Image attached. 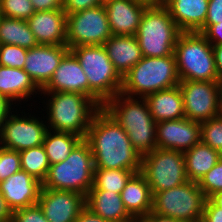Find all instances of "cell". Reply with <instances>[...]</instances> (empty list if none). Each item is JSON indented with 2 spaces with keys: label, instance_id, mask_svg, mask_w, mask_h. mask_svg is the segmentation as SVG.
Wrapping results in <instances>:
<instances>
[{
  "label": "cell",
  "instance_id": "1",
  "mask_svg": "<svg viewBox=\"0 0 222 222\" xmlns=\"http://www.w3.org/2000/svg\"><path fill=\"white\" fill-rule=\"evenodd\" d=\"M85 140L90 145L95 169L140 172L141 156L125 130L104 108L94 115Z\"/></svg>",
  "mask_w": 222,
  "mask_h": 222
},
{
  "label": "cell",
  "instance_id": "2",
  "mask_svg": "<svg viewBox=\"0 0 222 222\" xmlns=\"http://www.w3.org/2000/svg\"><path fill=\"white\" fill-rule=\"evenodd\" d=\"M103 108L125 130L141 158L157 148L156 122L145 98L131 97L120 92L109 99Z\"/></svg>",
  "mask_w": 222,
  "mask_h": 222
},
{
  "label": "cell",
  "instance_id": "3",
  "mask_svg": "<svg viewBox=\"0 0 222 222\" xmlns=\"http://www.w3.org/2000/svg\"><path fill=\"white\" fill-rule=\"evenodd\" d=\"M46 104L48 130L70 132L85 139L94 115L101 107L90 97L72 92H40ZM43 93V94H42Z\"/></svg>",
  "mask_w": 222,
  "mask_h": 222
},
{
  "label": "cell",
  "instance_id": "4",
  "mask_svg": "<svg viewBox=\"0 0 222 222\" xmlns=\"http://www.w3.org/2000/svg\"><path fill=\"white\" fill-rule=\"evenodd\" d=\"M180 78L174 54L164 57H143L122 77L121 93L145 98L160 90L178 86Z\"/></svg>",
  "mask_w": 222,
  "mask_h": 222
},
{
  "label": "cell",
  "instance_id": "5",
  "mask_svg": "<svg viewBox=\"0 0 222 222\" xmlns=\"http://www.w3.org/2000/svg\"><path fill=\"white\" fill-rule=\"evenodd\" d=\"M77 57L89 83V97L101 108L119 94L122 77L115 70L103 45L76 46L70 49Z\"/></svg>",
  "mask_w": 222,
  "mask_h": 222
},
{
  "label": "cell",
  "instance_id": "6",
  "mask_svg": "<svg viewBox=\"0 0 222 222\" xmlns=\"http://www.w3.org/2000/svg\"><path fill=\"white\" fill-rule=\"evenodd\" d=\"M94 169L90 145L82 139L65 161L50 165L42 188L73 191L86 196L93 186Z\"/></svg>",
  "mask_w": 222,
  "mask_h": 222
},
{
  "label": "cell",
  "instance_id": "7",
  "mask_svg": "<svg viewBox=\"0 0 222 222\" xmlns=\"http://www.w3.org/2000/svg\"><path fill=\"white\" fill-rule=\"evenodd\" d=\"M174 56L180 81H217L212 44L198 32H182Z\"/></svg>",
  "mask_w": 222,
  "mask_h": 222
},
{
  "label": "cell",
  "instance_id": "8",
  "mask_svg": "<svg viewBox=\"0 0 222 222\" xmlns=\"http://www.w3.org/2000/svg\"><path fill=\"white\" fill-rule=\"evenodd\" d=\"M182 31L164 5L147 6L135 34L143 57H164L174 53Z\"/></svg>",
  "mask_w": 222,
  "mask_h": 222
},
{
  "label": "cell",
  "instance_id": "9",
  "mask_svg": "<svg viewBox=\"0 0 222 222\" xmlns=\"http://www.w3.org/2000/svg\"><path fill=\"white\" fill-rule=\"evenodd\" d=\"M206 197L198 183H186L153 195L152 212L180 222H201Z\"/></svg>",
  "mask_w": 222,
  "mask_h": 222
},
{
  "label": "cell",
  "instance_id": "10",
  "mask_svg": "<svg viewBox=\"0 0 222 222\" xmlns=\"http://www.w3.org/2000/svg\"><path fill=\"white\" fill-rule=\"evenodd\" d=\"M140 173L155 193L180 186L188 181L183 152L156 148L141 158Z\"/></svg>",
  "mask_w": 222,
  "mask_h": 222
},
{
  "label": "cell",
  "instance_id": "11",
  "mask_svg": "<svg viewBox=\"0 0 222 222\" xmlns=\"http://www.w3.org/2000/svg\"><path fill=\"white\" fill-rule=\"evenodd\" d=\"M108 17L103 4L67 15L66 45H103L111 36Z\"/></svg>",
  "mask_w": 222,
  "mask_h": 222
},
{
  "label": "cell",
  "instance_id": "12",
  "mask_svg": "<svg viewBox=\"0 0 222 222\" xmlns=\"http://www.w3.org/2000/svg\"><path fill=\"white\" fill-rule=\"evenodd\" d=\"M12 112L0 126V145L9 150L24 149L43 145L48 131L46 121L27 113L21 115ZM29 114V115H28ZM28 115V117L26 116Z\"/></svg>",
  "mask_w": 222,
  "mask_h": 222
},
{
  "label": "cell",
  "instance_id": "13",
  "mask_svg": "<svg viewBox=\"0 0 222 222\" xmlns=\"http://www.w3.org/2000/svg\"><path fill=\"white\" fill-rule=\"evenodd\" d=\"M185 118L204 122L220 115L216 81H180Z\"/></svg>",
  "mask_w": 222,
  "mask_h": 222
},
{
  "label": "cell",
  "instance_id": "14",
  "mask_svg": "<svg viewBox=\"0 0 222 222\" xmlns=\"http://www.w3.org/2000/svg\"><path fill=\"white\" fill-rule=\"evenodd\" d=\"M38 205L48 222H75L86 207V196L73 191L42 188Z\"/></svg>",
  "mask_w": 222,
  "mask_h": 222
},
{
  "label": "cell",
  "instance_id": "15",
  "mask_svg": "<svg viewBox=\"0 0 222 222\" xmlns=\"http://www.w3.org/2000/svg\"><path fill=\"white\" fill-rule=\"evenodd\" d=\"M201 123L187 118L156 122L157 148L186 152L201 141Z\"/></svg>",
  "mask_w": 222,
  "mask_h": 222
},
{
  "label": "cell",
  "instance_id": "16",
  "mask_svg": "<svg viewBox=\"0 0 222 222\" xmlns=\"http://www.w3.org/2000/svg\"><path fill=\"white\" fill-rule=\"evenodd\" d=\"M67 45L38 44L27 49L24 70L36 86L42 90L52 78L64 55L69 51Z\"/></svg>",
  "mask_w": 222,
  "mask_h": 222
},
{
  "label": "cell",
  "instance_id": "17",
  "mask_svg": "<svg viewBox=\"0 0 222 222\" xmlns=\"http://www.w3.org/2000/svg\"><path fill=\"white\" fill-rule=\"evenodd\" d=\"M41 189L42 183L23 170L0 181V193L12 212L37 204Z\"/></svg>",
  "mask_w": 222,
  "mask_h": 222
},
{
  "label": "cell",
  "instance_id": "18",
  "mask_svg": "<svg viewBox=\"0 0 222 222\" xmlns=\"http://www.w3.org/2000/svg\"><path fill=\"white\" fill-rule=\"evenodd\" d=\"M41 92H72L89 97V83L74 53L69 50Z\"/></svg>",
  "mask_w": 222,
  "mask_h": 222
},
{
  "label": "cell",
  "instance_id": "19",
  "mask_svg": "<svg viewBox=\"0 0 222 222\" xmlns=\"http://www.w3.org/2000/svg\"><path fill=\"white\" fill-rule=\"evenodd\" d=\"M26 21L38 44L66 45L67 15L63 9L35 11Z\"/></svg>",
  "mask_w": 222,
  "mask_h": 222
},
{
  "label": "cell",
  "instance_id": "20",
  "mask_svg": "<svg viewBox=\"0 0 222 222\" xmlns=\"http://www.w3.org/2000/svg\"><path fill=\"white\" fill-rule=\"evenodd\" d=\"M103 6L113 35H135L147 7L135 0H105Z\"/></svg>",
  "mask_w": 222,
  "mask_h": 222
},
{
  "label": "cell",
  "instance_id": "21",
  "mask_svg": "<svg viewBox=\"0 0 222 222\" xmlns=\"http://www.w3.org/2000/svg\"><path fill=\"white\" fill-rule=\"evenodd\" d=\"M209 0H165L164 6L182 32H198L205 23Z\"/></svg>",
  "mask_w": 222,
  "mask_h": 222
},
{
  "label": "cell",
  "instance_id": "22",
  "mask_svg": "<svg viewBox=\"0 0 222 222\" xmlns=\"http://www.w3.org/2000/svg\"><path fill=\"white\" fill-rule=\"evenodd\" d=\"M103 46L121 77L143 58L135 35H112Z\"/></svg>",
  "mask_w": 222,
  "mask_h": 222
},
{
  "label": "cell",
  "instance_id": "23",
  "mask_svg": "<svg viewBox=\"0 0 222 222\" xmlns=\"http://www.w3.org/2000/svg\"><path fill=\"white\" fill-rule=\"evenodd\" d=\"M40 92L24 69L0 66V95L12 104H16L17 101L27 102L26 99L32 97L31 95L35 97L34 94Z\"/></svg>",
  "mask_w": 222,
  "mask_h": 222
},
{
  "label": "cell",
  "instance_id": "24",
  "mask_svg": "<svg viewBox=\"0 0 222 222\" xmlns=\"http://www.w3.org/2000/svg\"><path fill=\"white\" fill-rule=\"evenodd\" d=\"M86 207L109 222H136L124 207L121 195L105 190H89Z\"/></svg>",
  "mask_w": 222,
  "mask_h": 222
},
{
  "label": "cell",
  "instance_id": "25",
  "mask_svg": "<svg viewBox=\"0 0 222 222\" xmlns=\"http://www.w3.org/2000/svg\"><path fill=\"white\" fill-rule=\"evenodd\" d=\"M145 100L155 122L185 117L183 96L179 85L149 94Z\"/></svg>",
  "mask_w": 222,
  "mask_h": 222
},
{
  "label": "cell",
  "instance_id": "26",
  "mask_svg": "<svg viewBox=\"0 0 222 222\" xmlns=\"http://www.w3.org/2000/svg\"><path fill=\"white\" fill-rule=\"evenodd\" d=\"M127 212L137 221L152 211V193L145 177L135 173L120 193Z\"/></svg>",
  "mask_w": 222,
  "mask_h": 222
},
{
  "label": "cell",
  "instance_id": "27",
  "mask_svg": "<svg viewBox=\"0 0 222 222\" xmlns=\"http://www.w3.org/2000/svg\"><path fill=\"white\" fill-rule=\"evenodd\" d=\"M188 181L199 183L220 160L219 151L201 141L184 152Z\"/></svg>",
  "mask_w": 222,
  "mask_h": 222
},
{
  "label": "cell",
  "instance_id": "28",
  "mask_svg": "<svg viewBox=\"0 0 222 222\" xmlns=\"http://www.w3.org/2000/svg\"><path fill=\"white\" fill-rule=\"evenodd\" d=\"M12 44L26 49L38 45L26 20L0 16V45Z\"/></svg>",
  "mask_w": 222,
  "mask_h": 222
},
{
  "label": "cell",
  "instance_id": "29",
  "mask_svg": "<svg viewBox=\"0 0 222 222\" xmlns=\"http://www.w3.org/2000/svg\"><path fill=\"white\" fill-rule=\"evenodd\" d=\"M82 139V137L70 132H51L48 130L43 146L50 165L65 161Z\"/></svg>",
  "mask_w": 222,
  "mask_h": 222
},
{
  "label": "cell",
  "instance_id": "30",
  "mask_svg": "<svg viewBox=\"0 0 222 222\" xmlns=\"http://www.w3.org/2000/svg\"><path fill=\"white\" fill-rule=\"evenodd\" d=\"M135 173L138 172L126 169H94L93 186L90 190H105L120 194Z\"/></svg>",
  "mask_w": 222,
  "mask_h": 222
},
{
  "label": "cell",
  "instance_id": "31",
  "mask_svg": "<svg viewBox=\"0 0 222 222\" xmlns=\"http://www.w3.org/2000/svg\"><path fill=\"white\" fill-rule=\"evenodd\" d=\"M21 170L32 175L41 183L46 179L50 163L43 145L19 151Z\"/></svg>",
  "mask_w": 222,
  "mask_h": 222
},
{
  "label": "cell",
  "instance_id": "32",
  "mask_svg": "<svg viewBox=\"0 0 222 222\" xmlns=\"http://www.w3.org/2000/svg\"><path fill=\"white\" fill-rule=\"evenodd\" d=\"M201 142L214 150L222 148V113L217 117L201 122Z\"/></svg>",
  "mask_w": 222,
  "mask_h": 222
},
{
  "label": "cell",
  "instance_id": "33",
  "mask_svg": "<svg viewBox=\"0 0 222 222\" xmlns=\"http://www.w3.org/2000/svg\"><path fill=\"white\" fill-rule=\"evenodd\" d=\"M35 13L31 0H0V15L27 20Z\"/></svg>",
  "mask_w": 222,
  "mask_h": 222
},
{
  "label": "cell",
  "instance_id": "34",
  "mask_svg": "<svg viewBox=\"0 0 222 222\" xmlns=\"http://www.w3.org/2000/svg\"><path fill=\"white\" fill-rule=\"evenodd\" d=\"M26 55V48L12 44L0 45L1 66L23 69Z\"/></svg>",
  "mask_w": 222,
  "mask_h": 222
},
{
  "label": "cell",
  "instance_id": "35",
  "mask_svg": "<svg viewBox=\"0 0 222 222\" xmlns=\"http://www.w3.org/2000/svg\"><path fill=\"white\" fill-rule=\"evenodd\" d=\"M206 199L222 191V159L198 183Z\"/></svg>",
  "mask_w": 222,
  "mask_h": 222
},
{
  "label": "cell",
  "instance_id": "36",
  "mask_svg": "<svg viewBox=\"0 0 222 222\" xmlns=\"http://www.w3.org/2000/svg\"><path fill=\"white\" fill-rule=\"evenodd\" d=\"M21 170L19 151L9 150L0 145V181L6 180Z\"/></svg>",
  "mask_w": 222,
  "mask_h": 222
},
{
  "label": "cell",
  "instance_id": "37",
  "mask_svg": "<svg viewBox=\"0 0 222 222\" xmlns=\"http://www.w3.org/2000/svg\"><path fill=\"white\" fill-rule=\"evenodd\" d=\"M11 222H48L43 210L37 204L15 210L12 213Z\"/></svg>",
  "mask_w": 222,
  "mask_h": 222
},
{
  "label": "cell",
  "instance_id": "38",
  "mask_svg": "<svg viewBox=\"0 0 222 222\" xmlns=\"http://www.w3.org/2000/svg\"><path fill=\"white\" fill-rule=\"evenodd\" d=\"M104 0H63V10L68 14L81 10L97 7L103 4Z\"/></svg>",
  "mask_w": 222,
  "mask_h": 222
},
{
  "label": "cell",
  "instance_id": "39",
  "mask_svg": "<svg viewBox=\"0 0 222 222\" xmlns=\"http://www.w3.org/2000/svg\"><path fill=\"white\" fill-rule=\"evenodd\" d=\"M198 33H201L212 45L222 44V23L204 25Z\"/></svg>",
  "mask_w": 222,
  "mask_h": 222
},
{
  "label": "cell",
  "instance_id": "40",
  "mask_svg": "<svg viewBox=\"0 0 222 222\" xmlns=\"http://www.w3.org/2000/svg\"><path fill=\"white\" fill-rule=\"evenodd\" d=\"M222 23V0H209L208 13L204 25Z\"/></svg>",
  "mask_w": 222,
  "mask_h": 222
},
{
  "label": "cell",
  "instance_id": "41",
  "mask_svg": "<svg viewBox=\"0 0 222 222\" xmlns=\"http://www.w3.org/2000/svg\"><path fill=\"white\" fill-rule=\"evenodd\" d=\"M201 222H222V208L206 199Z\"/></svg>",
  "mask_w": 222,
  "mask_h": 222
},
{
  "label": "cell",
  "instance_id": "42",
  "mask_svg": "<svg viewBox=\"0 0 222 222\" xmlns=\"http://www.w3.org/2000/svg\"><path fill=\"white\" fill-rule=\"evenodd\" d=\"M35 11L63 9V0H31Z\"/></svg>",
  "mask_w": 222,
  "mask_h": 222
},
{
  "label": "cell",
  "instance_id": "43",
  "mask_svg": "<svg viewBox=\"0 0 222 222\" xmlns=\"http://www.w3.org/2000/svg\"><path fill=\"white\" fill-rule=\"evenodd\" d=\"M75 222H109L104 220L101 216H98L92 212L89 208L85 207L77 217Z\"/></svg>",
  "mask_w": 222,
  "mask_h": 222
},
{
  "label": "cell",
  "instance_id": "44",
  "mask_svg": "<svg viewBox=\"0 0 222 222\" xmlns=\"http://www.w3.org/2000/svg\"><path fill=\"white\" fill-rule=\"evenodd\" d=\"M12 104L8 99L0 95V126L2 122L8 117L11 112H14L15 106L12 108ZM13 110V111H12Z\"/></svg>",
  "mask_w": 222,
  "mask_h": 222
},
{
  "label": "cell",
  "instance_id": "45",
  "mask_svg": "<svg viewBox=\"0 0 222 222\" xmlns=\"http://www.w3.org/2000/svg\"><path fill=\"white\" fill-rule=\"evenodd\" d=\"M136 222H180V221H177L171 217L161 216L151 211L148 215L141 217Z\"/></svg>",
  "mask_w": 222,
  "mask_h": 222
},
{
  "label": "cell",
  "instance_id": "46",
  "mask_svg": "<svg viewBox=\"0 0 222 222\" xmlns=\"http://www.w3.org/2000/svg\"><path fill=\"white\" fill-rule=\"evenodd\" d=\"M12 210L0 193V222H9L12 218Z\"/></svg>",
  "mask_w": 222,
  "mask_h": 222
},
{
  "label": "cell",
  "instance_id": "47",
  "mask_svg": "<svg viewBox=\"0 0 222 222\" xmlns=\"http://www.w3.org/2000/svg\"><path fill=\"white\" fill-rule=\"evenodd\" d=\"M214 58L216 63V70L219 77H222V44L212 45Z\"/></svg>",
  "mask_w": 222,
  "mask_h": 222
},
{
  "label": "cell",
  "instance_id": "48",
  "mask_svg": "<svg viewBox=\"0 0 222 222\" xmlns=\"http://www.w3.org/2000/svg\"><path fill=\"white\" fill-rule=\"evenodd\" d=\"M216 206L222 208V191L212 195L209 198Z\"/></svg>",
  "mask_w": 222,
  "mask_h": 222
},
{
  "label": "cell",
  "instance_id": "49",
  "mask_svg": "<svg viewBox=\"0 0 222 222\" xmlns=\"http://www.w3.org/2000/svg\"><path fill=\"white\" fill-rule=\"evenodd\" d=\"M140 3H143L147 6H159V5H164L165 0H135Z\"/></svg>",
  "mask_w": 222,
  "mask_h": 222
},
{
  "label": "cell",
  "instance_id": "50",
  "mask_svg": "<svg viewBox=\"0 0 222 222\" xmlns=\"http://www.w3.org/2000/svg\"><path fill=\"white\" fill-rule=\"evenodd\" d=\"M216 82L218 87L219 106L222 112V77H219Z\"/></svg>",
  "mask_w": 222,
  "mask_h": 222
},
{
  "label": "cell",
  "instance_id": "51",
  "mask_svg": "<svg viewBox=\"0 0 222 222\" xmlns=\"http://www.w3.org/2000/svg\"><path fill=\"white\" fill-rule=\"evenodd\" d=\"M220 159H222V148L219 151Z\"/></svg>",
  "mask_w": 222,
  "mask_h": 222
}]
</instances>
